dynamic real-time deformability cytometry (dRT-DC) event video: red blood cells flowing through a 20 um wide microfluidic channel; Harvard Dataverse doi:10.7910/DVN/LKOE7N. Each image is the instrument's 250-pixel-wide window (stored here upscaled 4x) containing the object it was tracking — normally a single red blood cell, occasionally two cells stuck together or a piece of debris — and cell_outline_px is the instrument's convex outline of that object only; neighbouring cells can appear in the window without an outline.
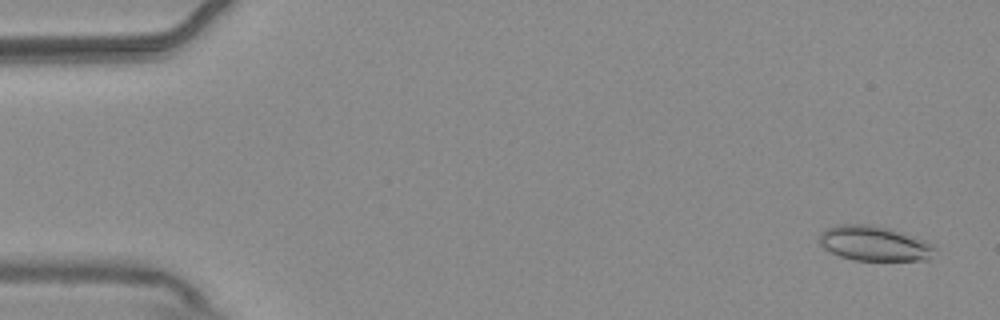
{"species": "common noctule bat (a hibernating species)", "species_latin": "Nyctalus noctula", "temperature_condition": "warm", "stored_images_in_passage": 54, "camera_frame_rate_fps": 3000, "um_per_image_px": 0.085, "animal": {"sex": "male", "body_mass_g": 20.4}, "frame": {"image": 1, "passage_image": 3, "time_ms": 0.667, "image_size_px": [1000, 320], "cell_outline_px": [[936, 248], [928, 260], [852, 260], [828, 252], [820, 244], [820, 232], [824, 228], [836, 224], [872, 224], [888, 228], [924, 240], [932, 244]], "centroid_in_image_um": [74.25, 20.68], "position_along_channel_um": 10.7, "area_um2": 23.58}}
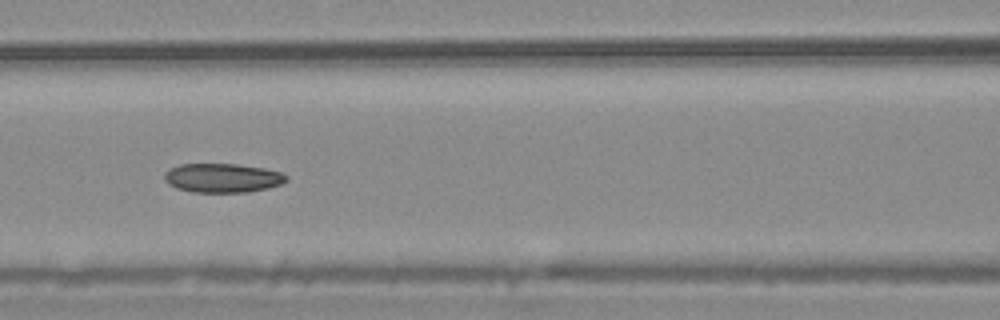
{"frame": {"image": 2, "passage_image": 25, "time_ms": 8.0, "image_size_px": [1000, 320], "cell_outline_px": [[288, 180], [280, 184], [268, 188], [248, 192], [192, 192], [176, 188], [168, 184], [164, 180], [164, 172], [180, 164], [236, 164], [264, 168], [284, 172], [288, 176]], "centroid_in_image_um": [18.93, 15.12], "position_along_channel_um": 147.7, "area_um2": 20.81}}
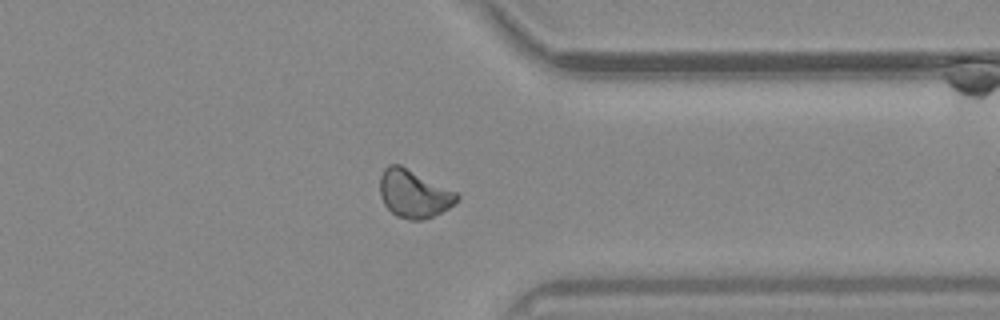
{"frame": {"image": 3, "passage_image": 44, "time_ms": 14.333, "image_size_px": [1000, 320], "cell_outline_px": [[460, 196], [448, 208], [432, 216], [420, 220], [408, 220], [396, 216], [384, 204], [380, 196], [380, 176], [384, 168], [388, 164], [400, 164], [456, 192]], "centroid_in_image_um": [35.13, 16.46], "position_along_channel_um": 376.3, "area_um2": 21.27}}